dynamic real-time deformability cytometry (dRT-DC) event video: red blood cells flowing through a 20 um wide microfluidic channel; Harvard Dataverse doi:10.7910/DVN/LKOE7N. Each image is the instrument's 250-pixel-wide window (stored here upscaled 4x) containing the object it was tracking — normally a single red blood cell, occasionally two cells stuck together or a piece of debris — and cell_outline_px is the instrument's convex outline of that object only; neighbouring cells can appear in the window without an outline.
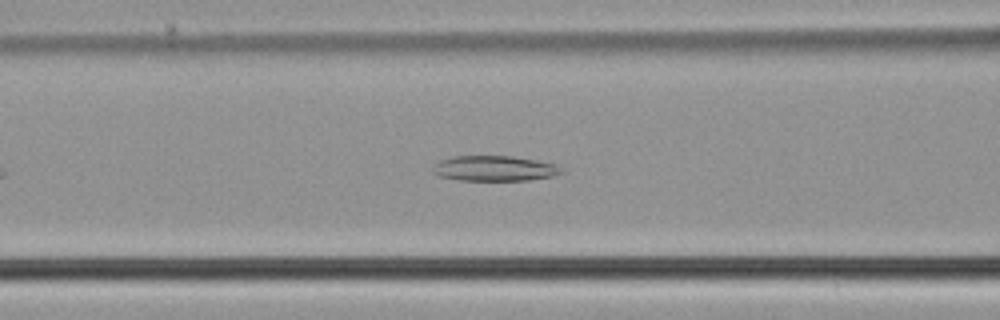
{"species": "common noctule bat (a hibernating species)", "species_latin": "Nyctalus noctula", "temperature_condition": "cold", "stored_images_in_passage": 44, "camera_frame_rate_fps": 3000, "um_per_image_px": 0.085, "animal": {"sex": "male", "body_mass_g": 21.5, "forearm_length_mm": 52.0}, "frame": {"image": 1, "passage_image": 12, "time_ms": 3.667, "image_size_px": [1000, 320], "cell_outline_px": [[564, 172], [552, 176], [528, 180], [460, 180], [436, 176], [432, 172], [432, 168], [440, 160], [452, 156], [512, 156], [536, 160], [556, 164]], "centroid_in_image_um": [41.99, 14.31], "position_along_channel_um": 124.6, "area_um2": 18.96}}
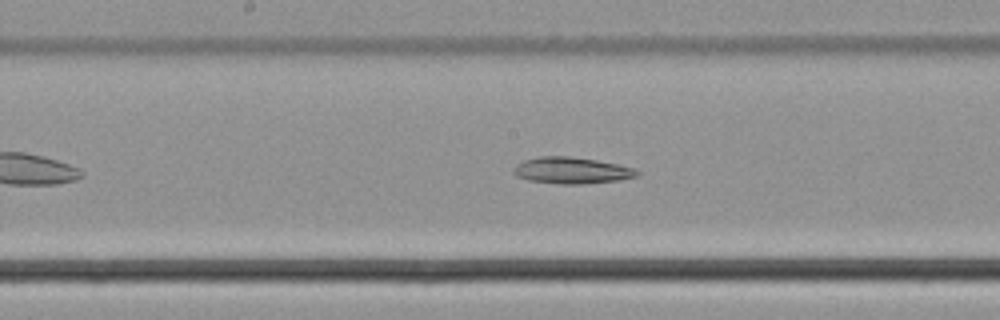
{"frame": {"image": 2, "passage_image": 18, "time_ms": 5.667, "image_size_px": [1000, 320], "cell_outline_px": [[640, 172], [636, 176], [620, 180], [584, 184], [556, 184], [528, 180], [516, 176], [512, 172], [512, 168], [516, 164], [524, 160], [540, 156], [568, 156], [596, 160], [636, 168]], "centroid_in_image_um": [48.56, 14.49], "position_along_channel_um": 199.6, "area_um2": 19.19}}
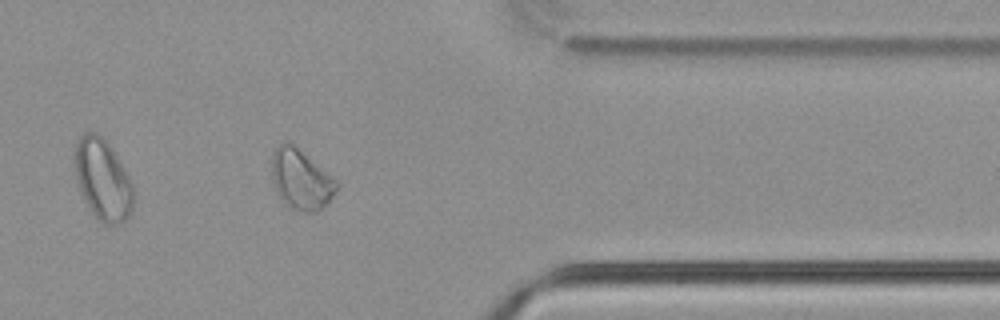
{"frame": {"image": 3, "passage_image": 34, "time_ms": 11.0, "image_size_px": [1000, 320], "cell_outline_px": [[340, 184], [336, 192], [316, 212], [300, 212], [284, 204], [272, 180], [272, 152], [280, 144], [288, 140], [340, 180]], "centroid_in_image_um": [25.62, 15.23], "position_along_channel_um": 385.8, "area_um2": 22.95}}